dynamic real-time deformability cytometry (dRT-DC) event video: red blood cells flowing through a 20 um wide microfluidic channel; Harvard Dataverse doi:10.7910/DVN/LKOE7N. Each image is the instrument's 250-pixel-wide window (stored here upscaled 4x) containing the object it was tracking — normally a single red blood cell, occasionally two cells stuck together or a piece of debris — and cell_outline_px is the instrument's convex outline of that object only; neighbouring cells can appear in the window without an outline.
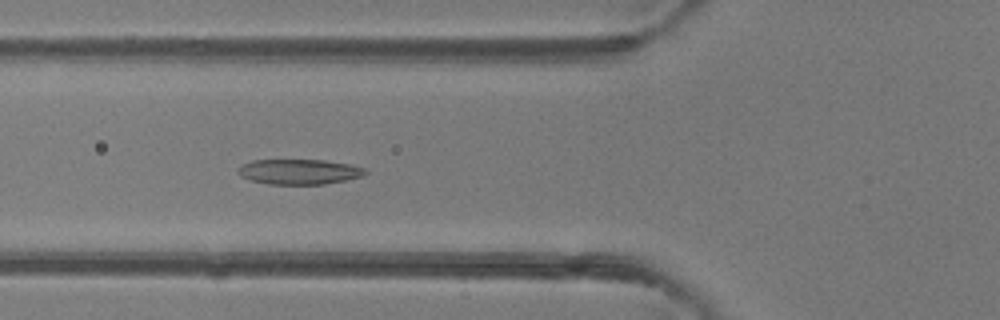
{"species": "common noctule bat (a hibernating species)", "species_latin": "Nyctalus noctula", "temperature_condition": "room temperature", "stored_images_in_passage": 47, "camera_frame_rate_fps": 3000, "um_per_image_px": 0.085, "animal": {"sex": "female"}, "frame": {"image": 1, "passage_image": 17, "time_ms": 5.333, "image_size_px": [1000, 320], "cell_outline_px": [[368, 172], [360, 176], [344, 180], [324, 184], [268, 184], [252, 180], [240, 176], [236, 172], [240, 164], [252, 160], [324, 160], [352, 164], [364, 168]], "centroid_in_image_um": [25.38, 14.58], "position_along_channel_um": 100.4, "area_um2": 18.67}}
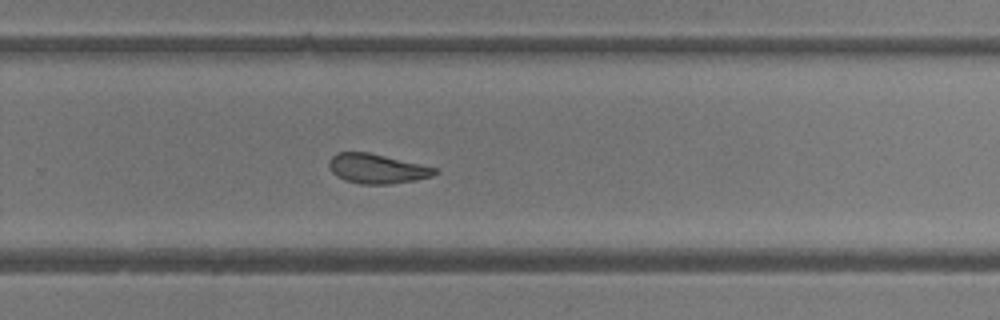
{"frame": {"image": 2, "passage_image": 31, "time_ms": 10.0, "image_size_px": [1000, 320], "cell_outline_px": [[440, 172], [432, 176], [416, 180], [392, 184], [360, 184], [344, 180], [336, 176], [332, 172], [328, 164], [328, 160], [336, 152], [368, 152], [420, 164], [436, 168]], "centroid_in_image_um": [32.02, 14.34], "position_along_channel_um": 297.8, "area_um2": 18.32}}
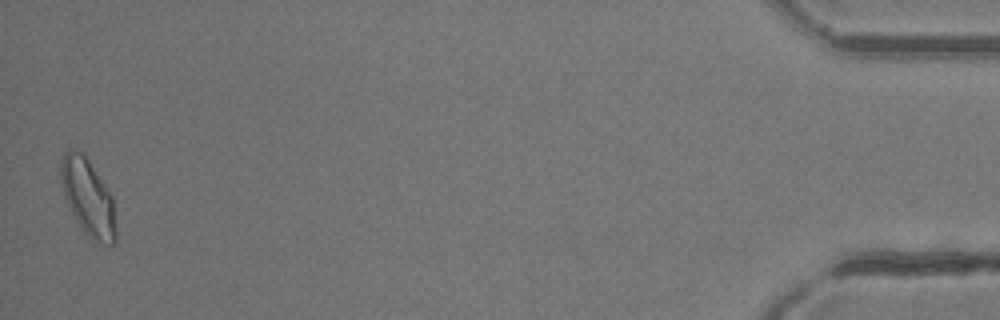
{"frame": {"image": 3, "passage_image": 47, "time_ms": 15.333, "image_size_px": [1000, 320], "cell_outline_px": [[116, 240], [112, 244], [104, 244], [92, 240], [84, 232], [72, 212], [64, 196], [60, 176], [60, 164], [64, 152], [68, 148], [72, 148], [84, 152], [112, 196], [116, 228]], "centroid_in_image_um": [7.47, 16.74], "position_along_channel_um": 427.7, "area_um2": 24.62}, "authors_computed_cell_mechanics": {"area_um2": 19.652, "velocity_mm_per_s": 4.2252, "shape_relaxation_time_tau1_ms": 2.9335, "shape_relaxation_time_tau2_ms": 1.7835, "deformation_change_tau1": 0.1099, "deformation_change_tau2": 0.0871}}